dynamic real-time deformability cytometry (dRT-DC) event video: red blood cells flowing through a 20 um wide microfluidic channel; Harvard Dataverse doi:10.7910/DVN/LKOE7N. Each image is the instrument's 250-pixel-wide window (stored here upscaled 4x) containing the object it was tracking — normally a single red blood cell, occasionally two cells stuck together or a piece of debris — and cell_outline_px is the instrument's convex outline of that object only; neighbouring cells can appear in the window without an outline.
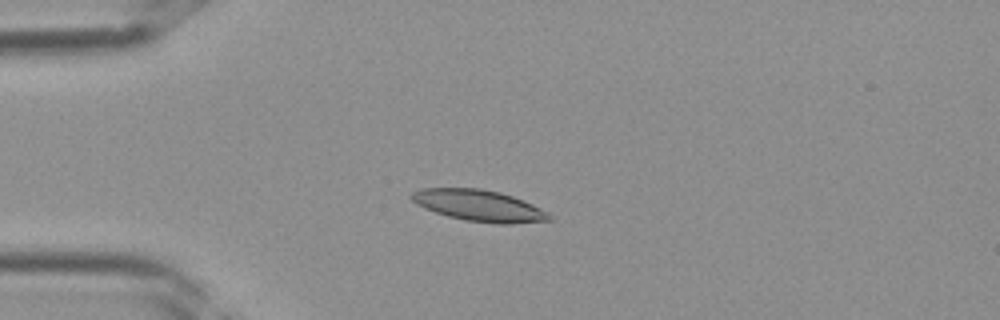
{"species": "Egyptian fruit bat (a non-hibernating species)", "species_latin": "Rousettus aegyptiacus", "temperature_condition": "room temperature", "stored_images_in_passage": 39, "camera_frame_rate_fps": 3000, "um_per_image_px": 0.085, "frame": {"image": 1, "passage_image": 10, "time_ms": 3.0, "image_size_px": [1000, 320], "cell_outline_px": [[552, 220], [512, 224], [496, 224], [464, 220], [448, 216], [424, 208], [416, 204], [408, 196], [412, 192], [420, 188], [480, 188], [500, 192], [524, 200], [548, 212], [552, 216]], "centroid_in_image_um": [40.71, 17.47], "position_along_channel_um": 44.3, "area_um2": 25.37}}
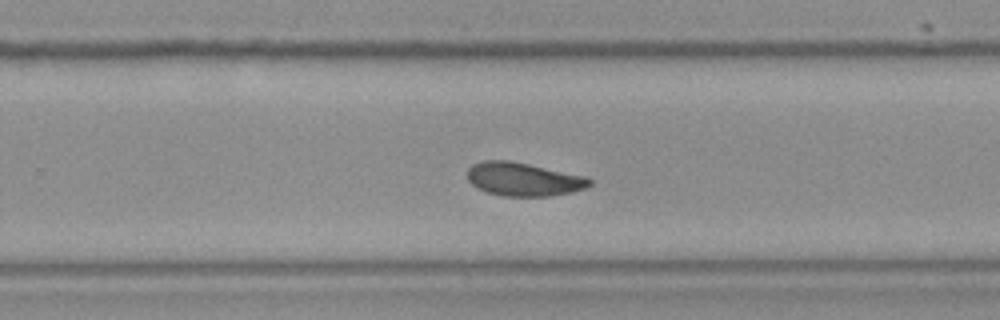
{"frame": {"image": 2, "passage_image": 25, "time_ms": 8.0, "image_size_px": [1000, 320], "cell_outline_px": [[592, 184], [584, 188], [572, 192], [548, 196], [504, 196], [488, 192], [476, 188], [468, 180], [468, 168], [472, 164], [480, 160], [508, 160], [588, 176], [592, 180]], "centroid_in_image_um": [44.5, 15.23], "position_along_channel_um": 285.3, "area_um2": 23.93}}
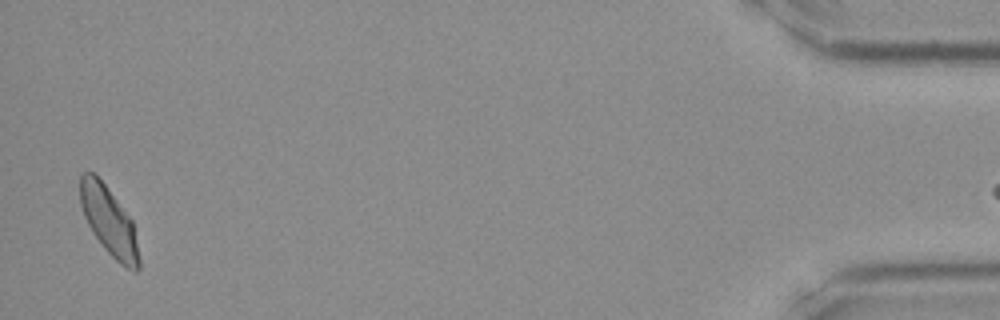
{"frame": {"image": 3, "passage_image": 38, "time_ms": 12.333, "image_size_px": [1000, 320], "cell_outline_px": [[140, 268], [136, 272], [120, 264], [104, 248], [92, 232], [84, 216], [80, 204], [80, 176], [84, 172], [96, 172], [132, 220], [140, 260]], "centroid_in_image_um": [9.25, 18.78], "position_along_channel_um": 426.0, "area_um2": 23.41}}